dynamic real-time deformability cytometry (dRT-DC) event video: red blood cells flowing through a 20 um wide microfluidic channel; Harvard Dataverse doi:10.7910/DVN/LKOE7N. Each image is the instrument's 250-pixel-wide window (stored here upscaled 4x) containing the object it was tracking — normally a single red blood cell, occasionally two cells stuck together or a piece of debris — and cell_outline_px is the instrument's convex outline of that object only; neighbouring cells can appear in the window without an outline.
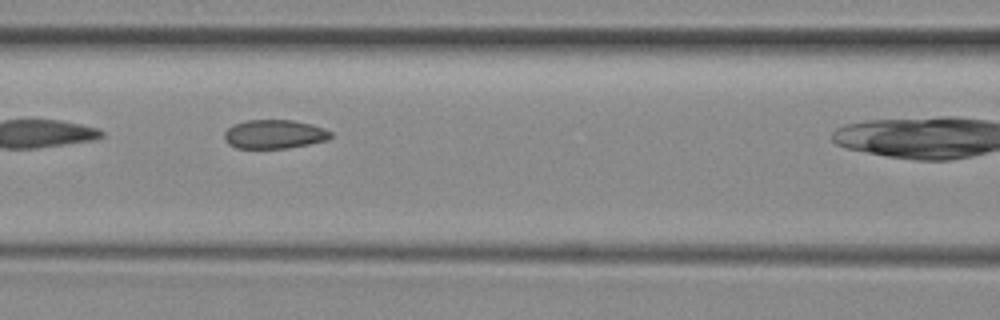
{"species": "common noctule bat (a hibernating species)", "species_latin": "Nyctalus noctula", "temperature_condition": "room temperature", "stored_images_in_passage": 4, "camera_frame_rate_fps": 3000, "um_per_image_px": 0.085, "animal": {"sex": "female", "body_mass_g": 29.2, "forearm_length_mm": 56.3}, "frame": {"image": 1, "passage_image": 3, "time_ms": 2.333, "image_size_px": [1000, 320], "cell_outline_px": [[332, 136], [328, 140], [288, 148], [236, 148], [228, 144], [224, 140], [224, 132], [232, 124], [248, 120], [292, 120], [312, 124], [324, 128], [332, 132]], "centroid_in_image_um": [23.31, 11.4], "position_along_channel_um": 143.3, "area_um2": 18.03}}